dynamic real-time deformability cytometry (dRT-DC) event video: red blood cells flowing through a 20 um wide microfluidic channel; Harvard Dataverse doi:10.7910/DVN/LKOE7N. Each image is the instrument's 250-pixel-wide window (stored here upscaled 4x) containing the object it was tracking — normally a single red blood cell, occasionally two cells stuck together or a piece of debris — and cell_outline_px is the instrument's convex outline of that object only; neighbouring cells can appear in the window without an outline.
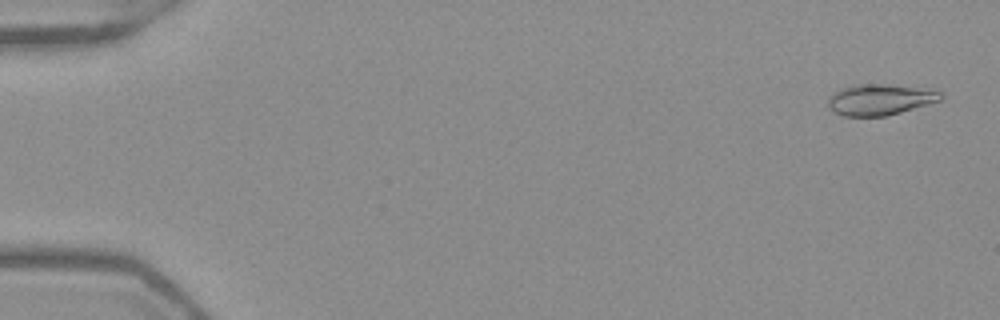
{"species": "Egyptian fruit bat (a non-hibernating species)", "species_latin": "Rousettus aegyptiacus", "temperature_condition": "warm", "stored_images_in_passage": 52, "camera_frame_rate_fps": 3000, "um_per_image_px": 0.085, "frame": {"image": 1, "passage_image": 2, "time_ms": 0.333, "image_size_px": [1000, 320], "cell_outline_px": [[944, 96], [940, 100], [900, 112], [884, 116], [844, 116], [832, 112], [828, 108], [828, 96], [840, 88], [852, 84], [888, 84], [944, 92]], "centroid_in_image_um": [74.72, 8.46], "position_along_channel_um": 10.3, "area_um2": 20.35}}
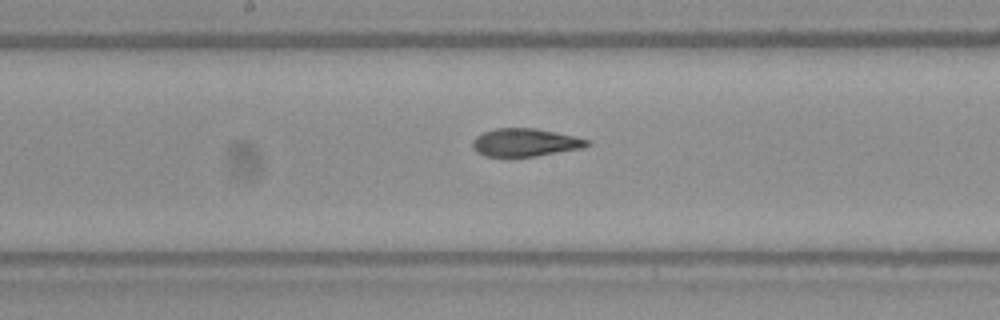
{"frame": {"image": 2, "passage_image": 28, "time_ms": 9.0, "image_size_px": [1000, 320], "cell_outline_px": [[592, 144], [584, 148], [536, 156], [484, 156], [476, 152], [472, 148], [472, 140], [476, 136], [484, 132], [496, 128], [536, 128], [556, 132], [592, 140]], "centroid_in_image_um": [44.67, 12.11], "position_along_channel_um": 203.5, "area_um2": 18.84}}
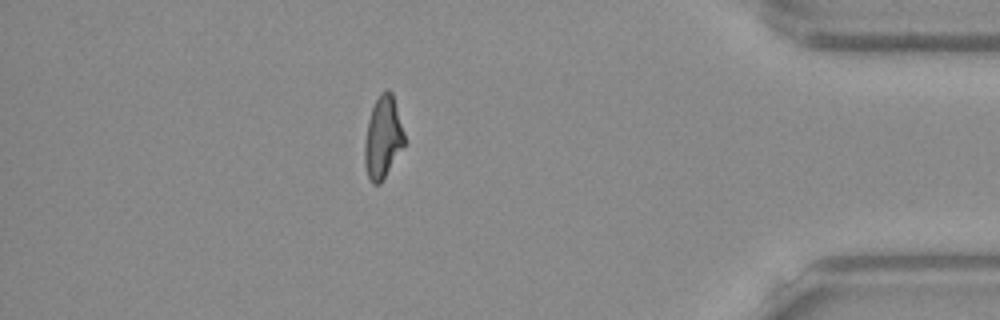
{"frame": {"image": 3, "passage_image": 46, "time_ms": 15.0, "image_size_px": [1000, 320], "cell_outline_px": [[404, 144], [380, 184], [372, 184], [368, 176], [364, 164], [364, 144], [368, 120], [372, 108], [380, 92], [388, 88], [392, 92], [404, 132]], "centroid_in_image_um": [32.52, 11.66], "position_along_channel_um": 402.7, "area_um2": 18.79}, "authors_computed_cell_mechanics": {"area_um2": 19.3341, "velocity_mm_per_s": 3.9505, "shape_relaxation_time_tau1_ms": null, "shape_relaxation_time_tau2_ms": 1.6237, "deformation_change_tau1": null, "deformation_change_tau2": 0.0852}}